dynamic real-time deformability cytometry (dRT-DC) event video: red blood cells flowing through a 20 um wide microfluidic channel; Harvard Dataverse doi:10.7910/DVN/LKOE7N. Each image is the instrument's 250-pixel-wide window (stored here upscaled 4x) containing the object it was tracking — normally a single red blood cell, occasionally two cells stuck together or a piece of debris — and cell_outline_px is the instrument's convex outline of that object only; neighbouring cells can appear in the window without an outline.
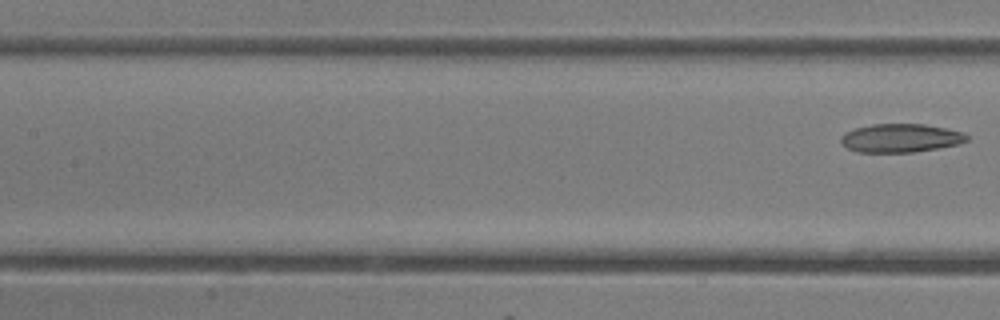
{"species": "common noctule bat (a hibernating species)", "species_latin": "Nyctalus noctula", "temperature_condition": "room temperature", "stored_images_in_passage": 7, "segment_of_instrument_passage": [2, 2], "camera_frame_rate_fps": 3000, "um_per_image_px": 0.085, "animal": {"sex": "female"}, "frame": {"image": 1, "passage_image": 7, "time_ms": 7.667, "image_size_px": [1000, 320], "cell_outline_px": [[968, 140], [956, 144], [936, 148], [912, 152], [856, 152], [848, 148], [840, 140], [840, 136], [844, 132], [856, 128], [872, 124], [924, 124], [964, 132], [968, 136]], "centroid_in_image_um": [76.52, 11.73], "position_along_channel_um": 130.9, "area_um2": 20.75}}